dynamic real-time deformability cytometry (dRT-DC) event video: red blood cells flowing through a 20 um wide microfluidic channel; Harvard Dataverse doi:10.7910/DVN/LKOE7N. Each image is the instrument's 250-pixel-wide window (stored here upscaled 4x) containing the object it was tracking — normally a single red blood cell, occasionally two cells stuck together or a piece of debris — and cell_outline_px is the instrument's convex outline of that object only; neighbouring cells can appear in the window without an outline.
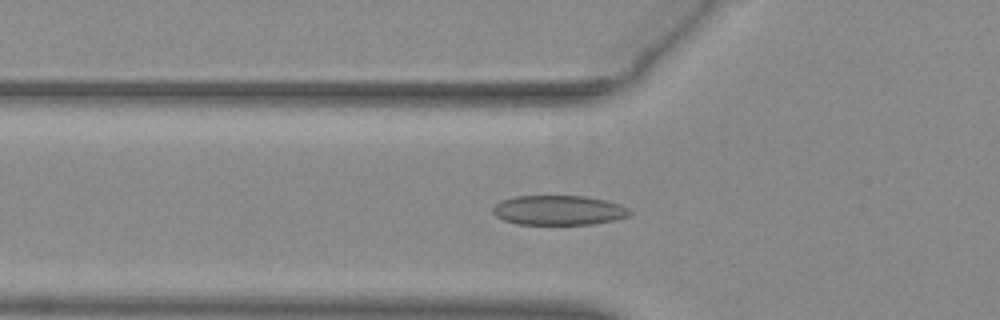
{"species": "common noctule bat (a hibernating species)", "species_latin": "Nyctalus noctula", "temperature_condition": "warm", "stored_images_in_passage": 47, "camera_frame_rate_fps": 3000, "um_per_image_px": 0.085, "animal": {"sex": "female", "body_mass_g": 29.2, "forearm_length_mm": 56.3}, "frame": {"image": 1, "passage_image": 18, "time_ms": 5.667, "image_size_px": [1000, 320], "cell_outline_px": [[632, 212], [628, 216], [616, 220], [592, 224], [516, 224], [504, 220], [496, 216], [492, 212], [492, 208], [500, 200], [516, 196], [584, 196], [604, 200], [620, 204], [628, 208]], "centroid_in_image_um": [47.48, 17.87], "position_along_channel_um": 78.3, "area_um2": 23.7}}
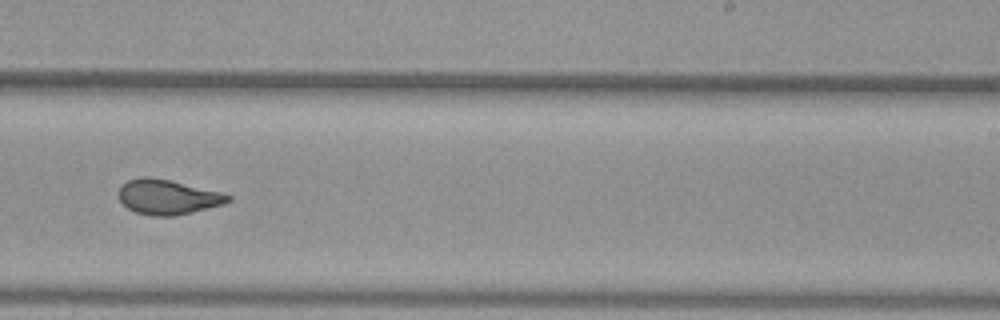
{"frame": {"image": 2, "passage_image": 33, "time_ms": 10.667, "image_size_px": [1000, 320], "cell_outline_px": [[232, 200], [224, 204], [192, 212], [172, 216], [152, 216], [136, 212], [128, 208], [120, 200], [120, 188], [128, 180], [140, 176], [148, 176], [168, 180], [220, 192], [232, 196]], "centroid_in_image_um": [14.27, 16.75], "position_along_channel_um": 274.7, "area_um2": 21.91}}
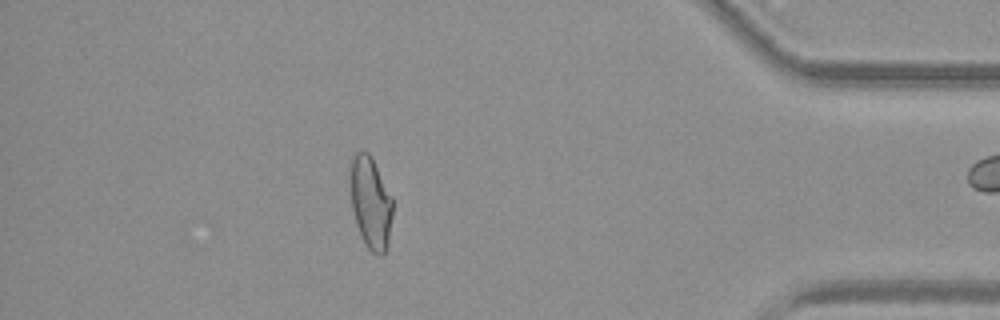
{"frame": {"image": 3, "passage_image": 46, "time_ms": 15.0, "image_size_px": [1000, 320], "cell_outline_px": [[392, 216], [388, 244], [384, 252], [380, 256], [376, 256], [364, 244], [356, 224], [352, 208], [348, 168], [356, 152], [368, 152], [392, 196]], "centroid_in_image_um": [31.48, 17.25], "position_along_channel_um": 403.7, "area_um2": 22.83}}